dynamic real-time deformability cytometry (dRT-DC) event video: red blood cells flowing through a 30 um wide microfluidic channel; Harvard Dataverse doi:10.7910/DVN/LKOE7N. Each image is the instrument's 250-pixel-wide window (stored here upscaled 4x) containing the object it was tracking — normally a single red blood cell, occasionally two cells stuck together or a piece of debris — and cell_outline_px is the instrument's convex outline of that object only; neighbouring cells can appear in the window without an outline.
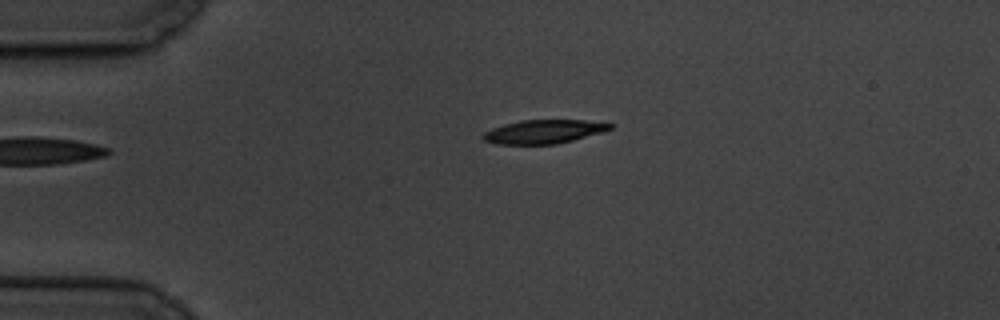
{"species": "common noctule bat (a hibernating species)", "species_latin": "Nyctalus noctula", "temperature_condition": "cold", "stored_images_in_passage": 3, "camera_frame_rate_fps": 3000, "um_per_image_px": 0.085, "animal": {"sex": "male", "body_mass_g": 19.5, "forearm_length_mm": 54.6}, "frame": {"image": 1, "passage_image": 3, "time_ms": 3.0, "image_size_px": [1000, 320], "cell_outline_px": [[612, 128], [604, 132], [556, 144], [496, 144], [484, 140], [480, 136], [484, 132], [492, 128], [504, 124], [520, 120], [584, 120], [612, 124]], "centroid_in_image_um": [46.19, 11.19], "position_along_channel_um": 38.8, "area_um2": 17.51}}